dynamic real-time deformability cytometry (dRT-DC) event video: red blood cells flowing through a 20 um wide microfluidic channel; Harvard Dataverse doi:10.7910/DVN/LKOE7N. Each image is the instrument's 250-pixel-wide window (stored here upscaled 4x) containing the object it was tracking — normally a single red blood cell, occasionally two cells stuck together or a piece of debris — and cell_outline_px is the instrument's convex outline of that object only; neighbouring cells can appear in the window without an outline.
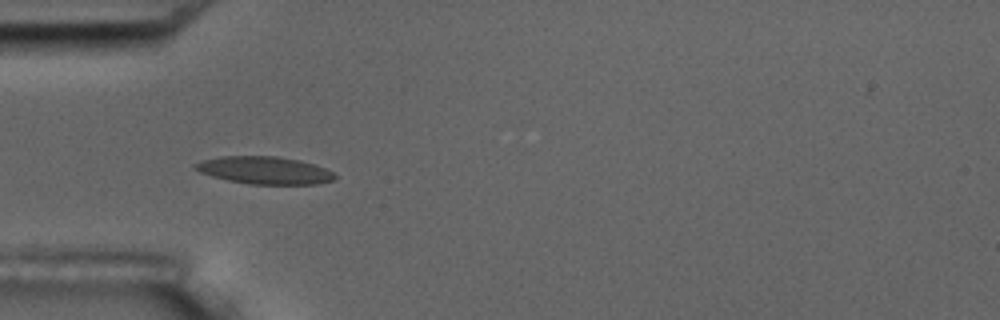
{"species": "common noctule bat (a hibernating species)", "species_latin": "Nyctalus noctula", "temperature_condition": "room temperature", "stored_images_in_passage": 5, "camera_frame_rate_fps": 3000, "um_per_image_px": 0.085, "animal": {"sex": "male", "body_mass_g": 17.5, "forearm_length_mm": 52.3}, "frame": {"image": 1, "passage_image": 5, "time_ms": 5.667, "image_size_px": [1000, 320], "cell_outline_px": [[336, 180], [316, 184], [248, 184], [228, 180], [212, 176], [200, 172], [192, 168], [192, 164], [200, 160], [220, 156], [276, 156], [300, 160], [324, 168], [332, 172], [336, 176]], "centroid_in_image_um": [22.44, 14.47], "position_along_channel_um": 62.6, "area_um2": 22.48}}